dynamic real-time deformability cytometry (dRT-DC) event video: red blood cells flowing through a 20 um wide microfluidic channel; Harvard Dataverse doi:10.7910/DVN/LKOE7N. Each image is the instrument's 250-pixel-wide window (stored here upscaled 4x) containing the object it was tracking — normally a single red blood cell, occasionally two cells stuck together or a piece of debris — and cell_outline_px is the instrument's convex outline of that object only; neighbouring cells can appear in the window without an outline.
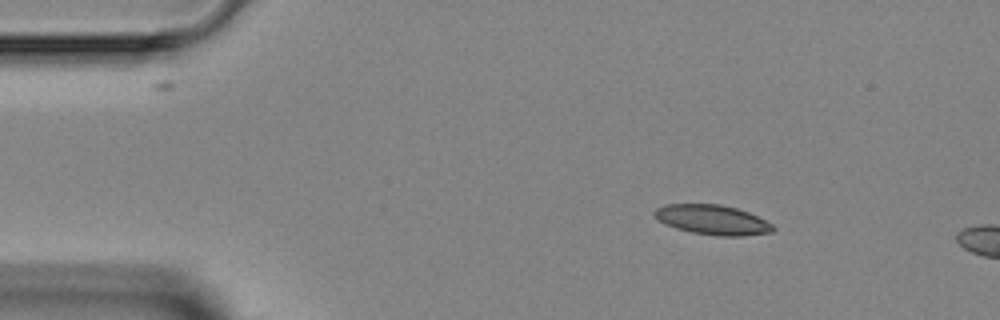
{"species": "Egyptian fruit bat (a non-hibernating species)", "species_latin": "Rousettus aegyptiacus", "temperature_condition": "room temperature", "stored_images_in_passage": 3, "camera_frame_rate_fps": 3000, "um_per_image_px": 0.085, "animal": {"sex": "female"}, "frame": {"image": 1, "passage_image": 1, "time_ms": 0.0, "image_size_px": [1000, 320], "cell_outline_px": [[776, 228], [772, 232], [740, 236], [720, 236], [692, 232], [676, 228], [664, 224], [652, 216], [652, 212], [656, 208], [664, 204], [720, 204], [736, 208], [748, 212], [772, 224]], "centroid_in_image_um": [60.5, 18.67], "position_along_channel_um": 24.5, "area_um2": 20.58}}